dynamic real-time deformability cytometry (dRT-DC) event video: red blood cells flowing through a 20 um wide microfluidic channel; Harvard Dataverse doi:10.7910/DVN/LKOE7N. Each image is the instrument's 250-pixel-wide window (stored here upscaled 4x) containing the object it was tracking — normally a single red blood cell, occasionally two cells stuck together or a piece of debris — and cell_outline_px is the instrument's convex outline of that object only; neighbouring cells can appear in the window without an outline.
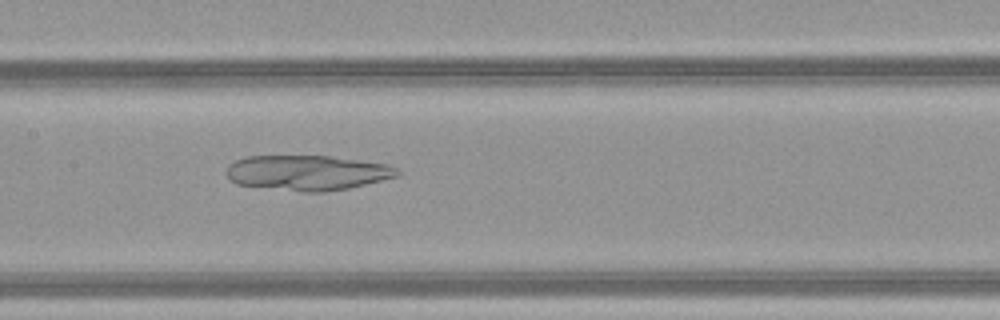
{"species": "common noctule bat (a hibernating species)", "species_latin": "Nyctalus noctula", "temperature_condition": "warm", "stored_images_in_passage": 50, "camera_frame_rate_fps": 3000, "um_per_image_px": 0.085, "animal": {"sex": "female", "body_mass_g": 21.9}, "frame": {"image": 1, "passage_image": 26, "time_ms": 8.333, "image_size_px": [1000, 320], "cell_outline_px": [[400, 176], [348, 188], [324, 192], [304, 192], [236, 184], [228, 180], [224, 172], [228, 164], [232, 160], [248, 156], [328, 156], [388, 164], [396, 168], [400, 172]], "centroid_in_image_um": [26.07, 14.68], "position_along_channel_um": 181.3, "area_um2": 35.2}}
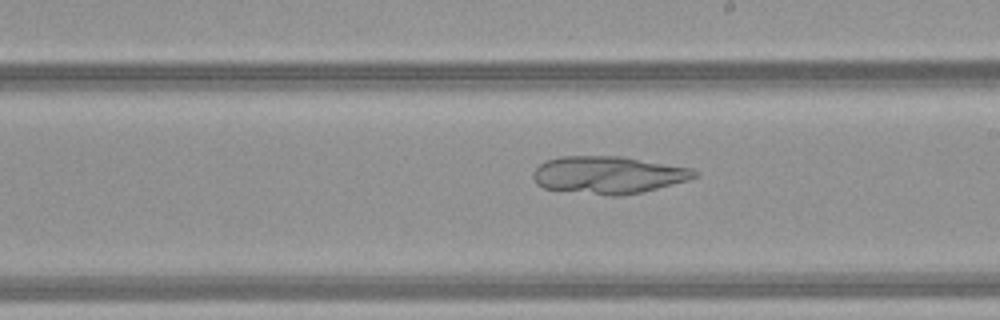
{"frame": {"image": 2, "passage_image": 30, "time_ms": 9.667, "image_size_px": [1000, 320], "cell_outline_px": [[700, 176], [688, 180], [640, 192], [620, 196], [608, 196], [544, 188], [536, 184], [532, 176], [532, 172], [540, 164], [548, 160], [560, 156], [620, 156], [692, 168], [700, 172]], "centroid_in_image_um": [51.71, 14.86], "position_along_channel_um": 237.3, "area_um2": 35.2}}